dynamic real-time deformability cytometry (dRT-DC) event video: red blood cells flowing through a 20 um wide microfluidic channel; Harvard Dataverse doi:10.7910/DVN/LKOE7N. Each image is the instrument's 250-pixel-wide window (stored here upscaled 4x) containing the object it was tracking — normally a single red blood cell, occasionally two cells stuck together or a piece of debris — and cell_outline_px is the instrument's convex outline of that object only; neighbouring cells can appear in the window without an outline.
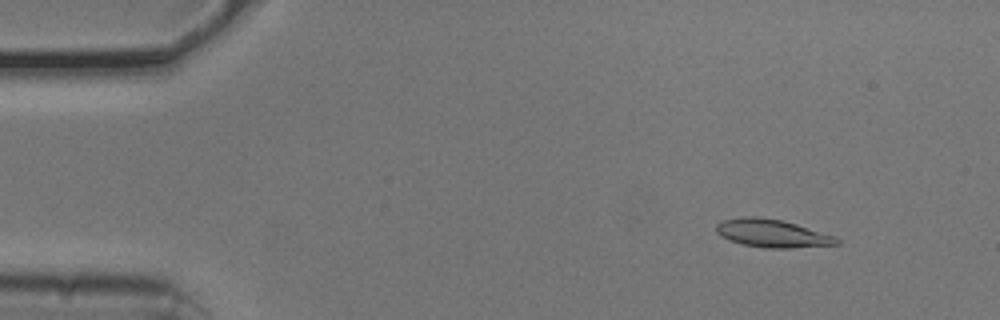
{"species": "common noctule bat (a hibernating species)", "species_latin": "Nyctalus noctula", "temperature_condition": "cold", "stored_images_in_passage": 53, "camera_frame_rate_fps": 3000, "um_per_image_px": 0.085, "animal": {"sex": "male", "body_mass_g": 20.5, "forearm_length_mm": 52.5}, "frame": {"image": 1, "passage_image": 6, "time_ms": 1.667, "image_size_px": [1000, 320], "cell_outline_px": [[840, 244], [792, 248], [764, 248], [744, 244], [728, 240], [720, 236], [716, 232], [716, 224], [720, 220], [744, 216], [756, 216], [780, 220], [796, 224], [836, 236], [840, 240]], "centroid_in_image_um": [65.62, 19.83], "position_along_channel_um": 19.4, "area_um2": 19.77}}
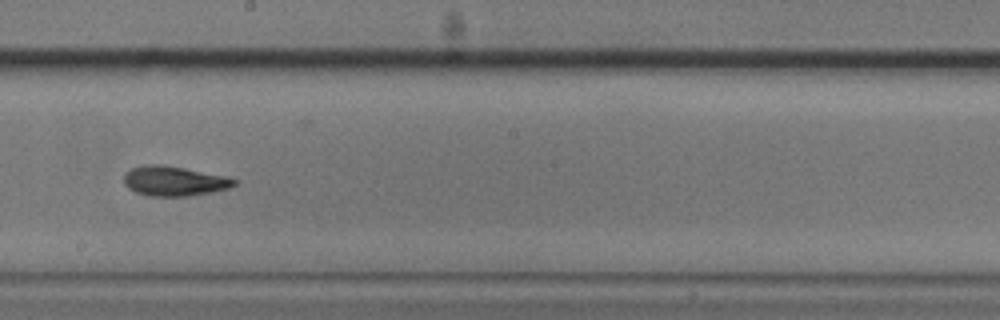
{"frame": {"image": 2, "passage_image": 30, "time_ms": 9.667, "image_size_px": [1000, 320], "cell_outline_px": [[240, 180], [236, 184], [228, 188], [188, 196], [148, 196], [136, 192], [128, 188], [124, 184], [124, 172], [132, 168], [144, 164], [160, 164], [184, 168], [228, 176]], "centroid_in_image_um": [14.79, 15.38], "position_along_channel_um": 233.4, "area_um2": 19.25}}
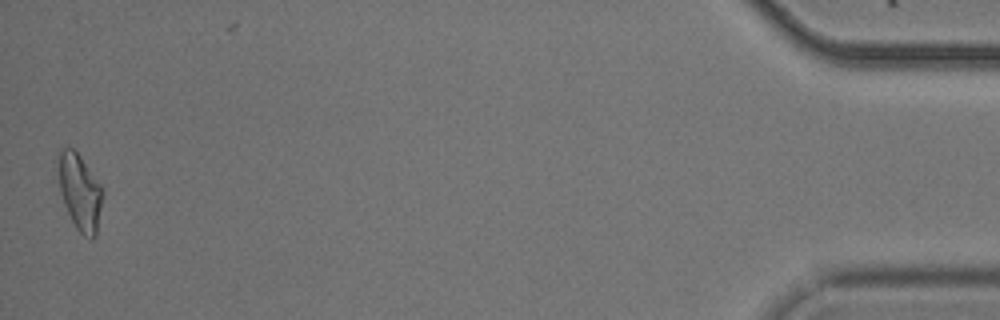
{"frame": {"image": 3, "passage_image": 53, "time_ms": 17.333, "image_size_px": [1000, 320], "cell_outline_px": [[104, 196], [96, 236], [92, 240], [84, 236], [76, 228], [64, 204], [60, 192], [56, 152], [68, 144], [80, 156], [104, 188]], "centroid_in_image_um": [6.79, 16.28], "position_along_channel_um": 428.4, "area_um2": 20.29}, "authors_computed_cell_mechanics": {"area_um2": 18.785, "velocity_mm_per_s": 3.7584, "shape_relaxation_time_tau1_ms": 3.5301, "shape_relaxation_time_tau2_ms": 3.5042, "deformation_change_tau1": 0.1284, "deformation_change_tau2": 0.1027}}